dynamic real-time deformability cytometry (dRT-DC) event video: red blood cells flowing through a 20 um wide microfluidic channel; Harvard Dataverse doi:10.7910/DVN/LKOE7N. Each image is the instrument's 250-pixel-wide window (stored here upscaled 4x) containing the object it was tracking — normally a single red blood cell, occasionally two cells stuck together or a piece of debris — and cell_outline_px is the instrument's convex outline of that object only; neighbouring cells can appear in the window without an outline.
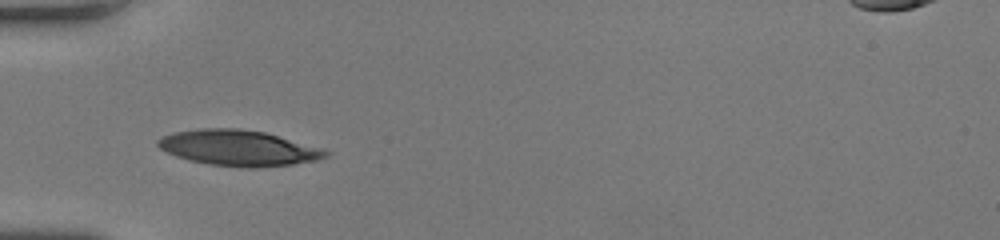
{"species": "human", "species_latin": "Homo sapiens", "temperature_condition": "room temperature", "stored_images_in_passage": 27, "camera_frame_rate_fps": 3000, "um_per_image_px": 0.085, "donor": {"sex": "female"}, "frame": {"image": 1, "passage_image": 1, "time_ms": 0.0, "image_size_px": [1000, 240], "cell_outline_px": [[332, 152], [328, 156], [316, 160], [292, 164], [256, 168], [240, 168], [208, 164], [188, 160], [176, 156], [160, 148], [156, 144], [156, 140], [164, 136], [176, 132], [200, 128], [236, 128], [264, 132], [324, 148]], "centroid_in_image_um": [20.3, 12.58], "position_along_channel_um": 64.7, "area_um2": 35.03}}
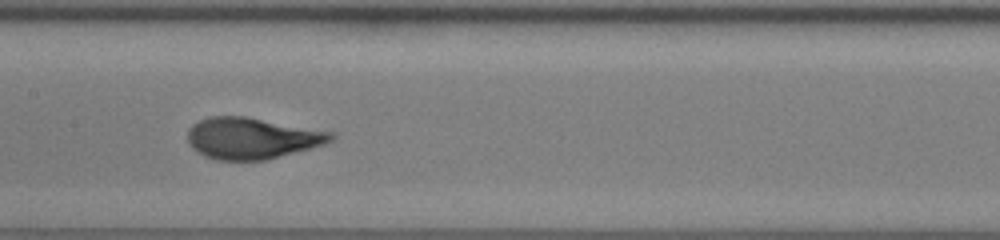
{"frame": {"image": 2, "passage_image": 10, "time_ms": 3.0, "image_size_px": [1000, 240], "cell_outline_px": [[336, 136], [332, 140], [324, 144], [264, 160], [216, 160], [204, 156], [196, 152], [192, 148], [188, 140], [188, 128], [192, 124], [208, 116], [244, 116], [332, 132]], "centroid_in_image_um": [21.35, 11.74], "position_along_channel_um": 186.0, "area_um2": 34.28}}
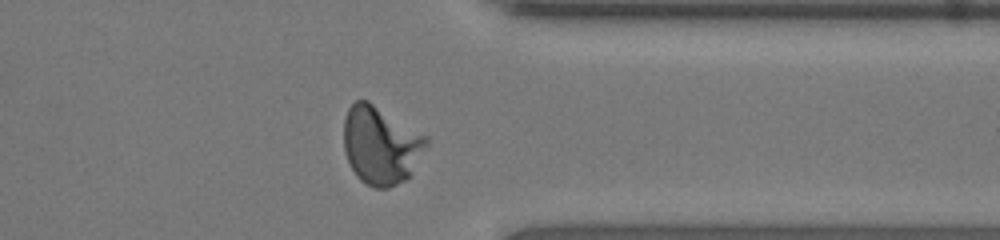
{"frame": {"image": 3, "passage_image": 24, "time_ms": 7.667, "image_size_px": [1000, 240], "cell_outline_px": [[428, 144], [408, 176], [404, 180], [388, 188], [372, 188], [360, 180], [356, 176], [344, 152], [344, 120], [348, 108], [356, 100], [368, 100], [428, 136]], "centroid_in_image_um": [32.35, 12.33], "position_along_channel_um": 379.1, "area_um2": 37.45}, "authors_computed_cell_mechanics": {"area_um2": 34.2754, "velocity_mm_per_s": 4.1998, "shape_relaxation_time_tau1_ms": 2.976, "shape_relaxation_time_tau2_ms": null, "deformation_change_tau1": 0.1885, "deformation_change_tau2": null}}